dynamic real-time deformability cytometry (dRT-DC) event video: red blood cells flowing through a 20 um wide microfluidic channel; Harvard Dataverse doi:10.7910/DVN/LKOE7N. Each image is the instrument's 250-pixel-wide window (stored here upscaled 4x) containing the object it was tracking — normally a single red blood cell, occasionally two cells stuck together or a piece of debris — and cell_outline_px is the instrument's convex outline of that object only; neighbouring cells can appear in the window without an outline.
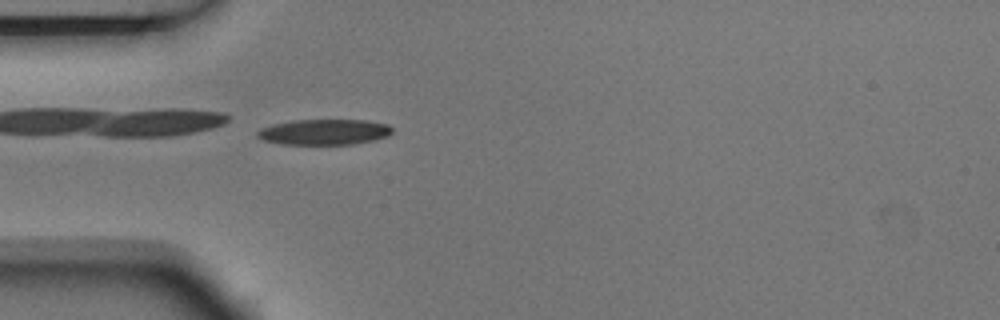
{"species": "Egyptian fruit bat (a non-hibernating species)", "species_latin": "Rousettus aegyptiacus", "temperature_condition": "room temperature", "stored_images_in_passage": 3, "camera_frame_rate_fps": 3000, "um_per_image_px": 0.085, "animal": {"sex": "male"}, "frame": {"image": 1, "passage_image": 3, "time_ms": 0.667, "image_size_px": [1000, 320], "cell_outline_px": [[392, 132], [388, 136], [372, 140], [352, 144], [280, 144], [264, 140], [256, 136], [256, 132], [260, 128], [272, 124], [292, 120], [364, 120], [388, 124], [392, 128]], "centroid_in_image_um": [27.52, 11.21], "position_along_channel_um": 57.5, "area_um2": 20.11}}